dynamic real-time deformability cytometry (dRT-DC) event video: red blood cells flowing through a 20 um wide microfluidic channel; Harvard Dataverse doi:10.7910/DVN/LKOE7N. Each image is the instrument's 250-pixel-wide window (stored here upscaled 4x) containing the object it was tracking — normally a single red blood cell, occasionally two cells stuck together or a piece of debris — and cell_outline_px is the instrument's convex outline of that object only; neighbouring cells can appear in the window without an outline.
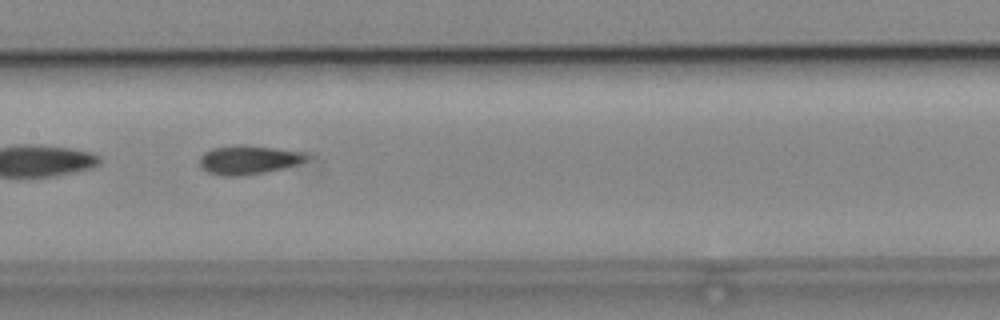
{"species": "common noctule bat (a hibernating species)", "species_latin": "Nyctalus noctula", "temperature_condition": "cold", "stored_images_in_passage": 37, "camera_frame_rate_fps": 3000, "um_per_image_px": 0.085, "animal": {"sex": "male", "body_mass_g": 19.2, "forearm_length_mm": 51.8}, "frame": {"image": 1, "passage_image": 11, "time_ms": 3.333, "image_size_px": [1000, 320], "cell_outline_px": [[308, 160], [300, 164], [284, 168], [264, 172], [240, 176], [224, 176], [208, 172], [200, 164], [200, 156], [204, 152], [212, 148], [236, 144], [240, 144], [276, 148], [300, 152], [308, 156]], "centroid_in_image_um": [21.12, 13.58], "position_along_channel_um": 186.3, "area_um2": 17.98}, "authors_computed_cell_mechanics": {"area_um2": 17.1088, "velocity_mm_per_s": 3.9366, "shape_relaxation_time_tau1_ms": 8.2019, "shape_relaxation_time_tau2_ms": 3.4066, "deformation_change_tau1": 0.1317, "deformation_change_tau2": 0.0975}}